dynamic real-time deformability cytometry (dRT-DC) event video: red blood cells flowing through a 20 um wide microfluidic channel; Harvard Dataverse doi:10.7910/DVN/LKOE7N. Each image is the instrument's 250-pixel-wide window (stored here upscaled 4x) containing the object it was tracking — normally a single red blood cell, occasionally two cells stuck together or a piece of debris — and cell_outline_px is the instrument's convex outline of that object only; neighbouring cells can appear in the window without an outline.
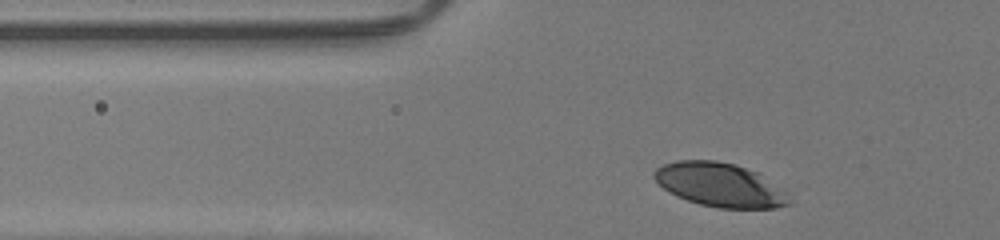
{"species": "human", "species_latin": "Homo sapiens", "temperature_condition": "room temperature", "stored_images_in_passage": 30, "camera_frame_rate_fps": 3000, "um_per_image_px": 0.085, "donor": {"sex": "male"}, "frame": {"image": 1, "passage_image": 5, "time_ms": 1.333, "image_size_px": [1000, 240], "cell_outline_px": [[792, 204], [776, 208], [720, 208], [700, 204], [676, 196], [664, 188], [652, 176], [652, 172], [656, 168], [664, 164], [676, 160], [716, 160], [732, 164], [760, 172], [788, 192]], "centroid_in_image_um": [61.25, 15.71], "position_along_channel_um": 64.6, "area_um2": 34.8}}
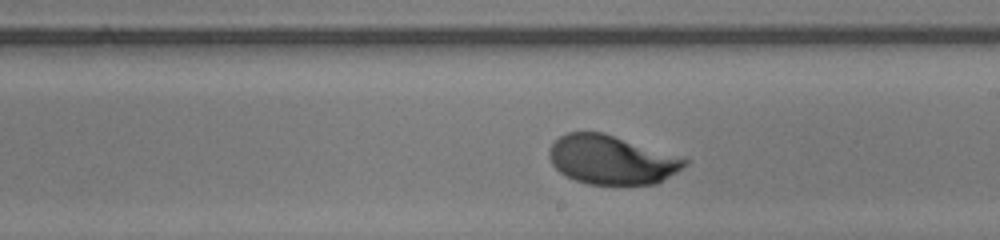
{"frame": {"image": 2, "passage_image": 19, "time_ms": 6.0, "image_size_px": [1000, 240], "cell_outline_px": [[688, 164], [676, 172], [656, 184], [588, 184], [576, 180], [560, 172], [552, 164], [548, 156], [548, 152], [552, 144], [560, 136], [568, 132], [600, 132], [688, 160]], "centroid_in_image_um": [51.92, 13.6], "position_along_channel_um": 237.1, "area_um2": 37.69}}
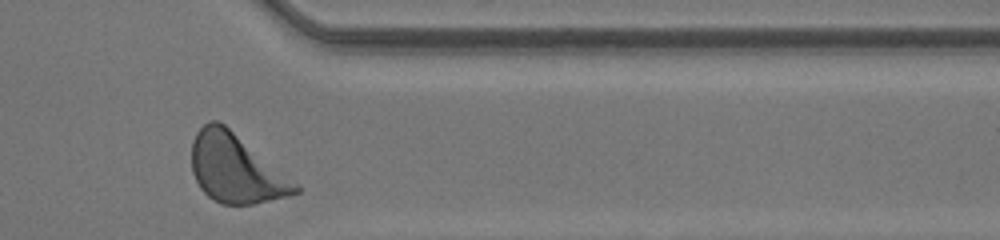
{"frame": {"image": 3, "passage_image": 30, "time_ms": 9.667, "image_size_px": [1000, 240], "cell_outline_px": [[300, 192], [288, 196], [252, 204], [220, 204], [212, 200], [200, 188], [192, 172], [192, 140], [196, 132], [204, 124], [212, 120], [216, 120], [224, 124], [300, 184]], "centroid_in_image_um": [20.05, 14.34], "position_along_channel_um": 391.3, "area_um2": 41.44}, "authors_computed_cell_mechanics": {"area_um2": 38.5815, "velocity_mm_per_s": 4.2228, "shape_relaxation_time_tau1_ms": 2.1077, "shape_relaxation_time_tau2_ms": null, "deformation_change_tau1": 0.1333, "deformation_change_tau2": null}}